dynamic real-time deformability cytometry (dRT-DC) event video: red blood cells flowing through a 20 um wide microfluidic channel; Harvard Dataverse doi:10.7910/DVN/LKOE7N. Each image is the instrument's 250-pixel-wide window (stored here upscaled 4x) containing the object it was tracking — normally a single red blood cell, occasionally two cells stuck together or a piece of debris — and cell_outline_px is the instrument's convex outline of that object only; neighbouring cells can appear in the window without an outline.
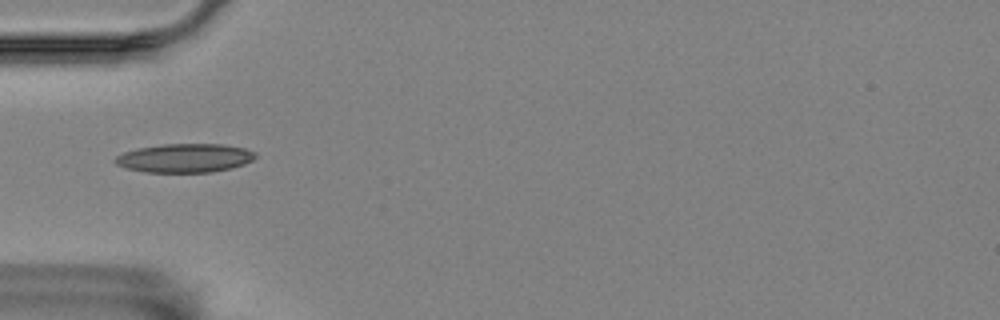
{"species": "Egyptian fruit bat (a non-hibernating species)", "species_latin": "Rousettus aegyptiacus", "temperature_condition": "room temperature", "stored_images_in_passage": 39, "camera_frame_rate_fps": 3000, "um_per_image_px": 0.085, "animal": {"sex": "female"}, "frame": {"image": 1, "passage_image": 1, "time_ms": 0.0, "image_size_px": [1000, 320], "cell_outline_px": [[256, 156], [252, 160], [244, 164], [232, 168], [212, 172], [144, 172], [124, 168], [116, 164], [112, 160], [116, 156], [124, 152], [136, 148], [164, 144], [224, 144], [244, 148], [256, 152]], "centroid_in_image_um": [15.68, 13.43], "position_along_channel_um": 69.3, "area_um2": 23.7}}
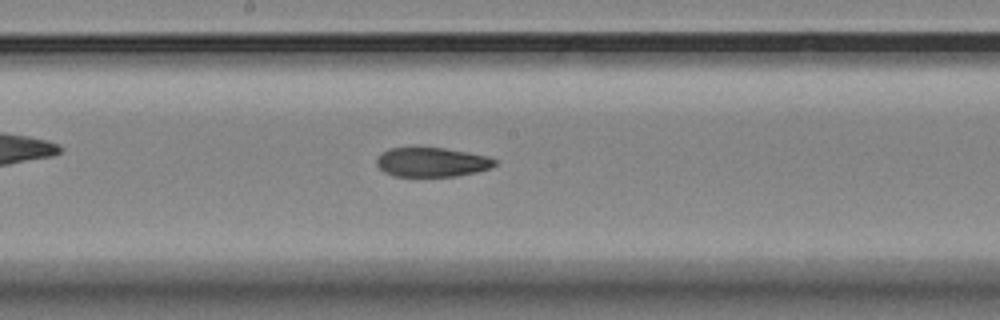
{"frame": {"image": 2, "passage_image": 13, "time_ms": 4.0, "image_size_px": [1000, 320], "cell_outline_px": [[496, 164], [492, 168], [476, 172], [456, 176], [392, 176], [384, 172], [376, 164], [376, 160], [388, 148], [416, 144], [444, 148], [488, 156], [496, 160]], "centroid_in_image_um": [36.67, 13.74], "position_along_channel_um": 211.5, "area_um2": 20.87}}
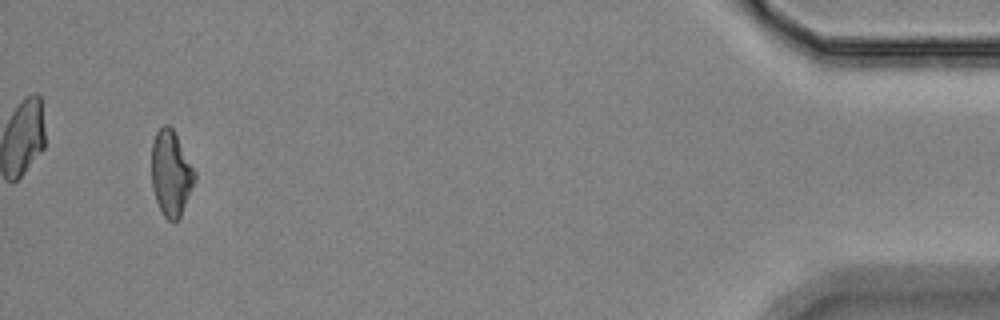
{"frame": {"image": 3, "passage_image": 37, "time_ms": 12.0, "image_size_px": [1000, 320], "cell_outline_px": [[196, 180], [180, 216], [176, 220], [168, 220], [164, 216], [156, 200], [152, 188], [152, 140], [156, 132], [164, 124], [168, 124], [172, 128], [196, 172]], "centroid_in_image_um": [14.53, 14.71], "position_along_channel_um": 420.7, "area_um2": 21.27}, "authors_computed_cell_mechanics": {"area_um2": 21.386, "velocity_mm_per_s": 3.5267, "shape_relaxation_time_tau1_ms": 8.476, "shape_relaxation_time_tau2_ms": 5.8348, "deformation_change_tau1": 0.1776, "deformation_change_tau2": 0.0936}}